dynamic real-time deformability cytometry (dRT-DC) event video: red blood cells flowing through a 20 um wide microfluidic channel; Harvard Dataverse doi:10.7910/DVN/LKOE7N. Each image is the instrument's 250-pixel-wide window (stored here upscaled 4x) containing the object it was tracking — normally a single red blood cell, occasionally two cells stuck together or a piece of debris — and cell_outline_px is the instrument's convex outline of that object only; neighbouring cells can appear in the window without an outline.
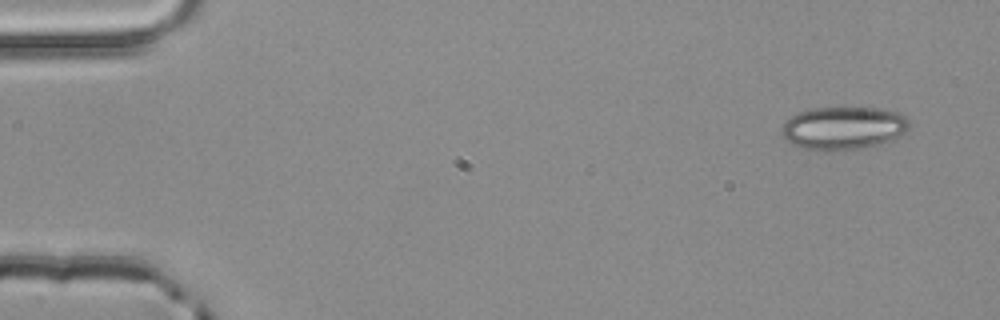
{"species": "common noctule bat (a hibernating species)", "species_latin": "Nyctalus noctula", "temperature_condition": "room temperature", "stored_images_in_passage": 3, "camera_frame_rate_fps": 3000, "um_per_image_px": 0.085, "animal": {"sex": "male", "body_mass_g": 20.4}, "frame": {"image": 1, "passage_image": 1, "time_ms": 0.0, "image_size_px": [1000, 320], "cell_outline_px": [[912, 124], [904, 132], [892, 140], [880, 144], [860, 148], [828, 152], [824, 152], [800, 148], [784, 140], [780, 132], [780, 128], [796, 112], [812, 108], [880, 108], [896, 112], [904, 116]], "centroid_in_image_um": [71.64, 10.9], "position_along_channel_um": 13.4, "area_um2": 32.37}}
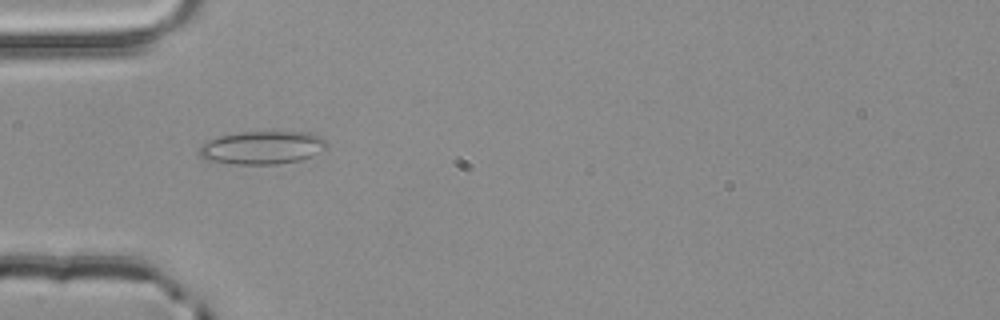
{"frame": {"image": 2, "passage_image": 3, "time_ms": 0.667, "image_size_px": [1000, 320], "cell_outline_px": [[328, 148], [312, 156], [300, 160], [276, 164], [236, 164], [208, 160], [200, 156], [200, 148], [208, 140], [220, 136], [240, 132], [312, 132], [320, 136], [328, 144]], "centroid_in_image_um": [22.35, 12.54], "position_along_channel_um": 62.7, "area_um2": 24.51}}